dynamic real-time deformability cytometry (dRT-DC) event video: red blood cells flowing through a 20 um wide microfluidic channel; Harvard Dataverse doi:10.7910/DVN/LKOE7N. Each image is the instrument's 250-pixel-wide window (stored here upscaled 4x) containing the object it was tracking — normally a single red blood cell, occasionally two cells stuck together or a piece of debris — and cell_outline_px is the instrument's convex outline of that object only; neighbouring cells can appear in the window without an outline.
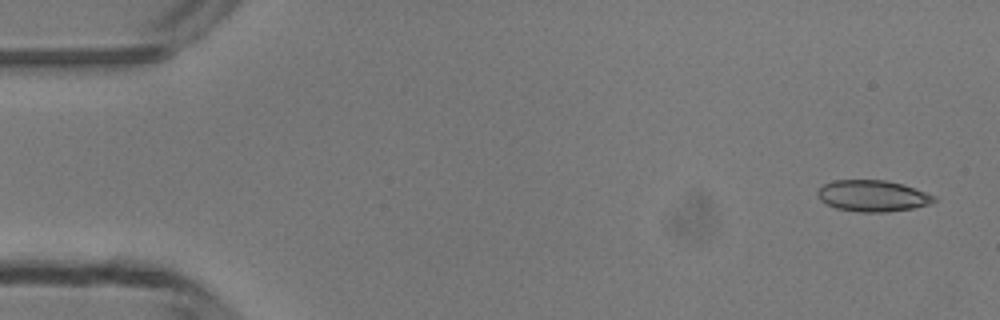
{"species": "common noctule bat (a hibernating species)", "species_latin": "Nyctalus noctula", "temperature_condition": "room temperature", "stored_images_in_passage": 5, "camera_frame_rate_fps": 3000, "um_per_image_px": 0.085, "animal": {"sex": "male", "body_mass_g": 13.3}, "frame": {"image": 1, "passage_image": 1, "time_ms": 0.0, "image_size_px": [1000, 320], "cell_outline_px": [[936, 200], [932, 204], [912, 208], [888, 212], [860, 212], [836, 208], [820, 200], [816, 192], [824, 184], [832, 180], [884, 180], [904, 184], [936, 196]], "centroid_in_image_um": [74.19, 16.65], "position_along_channel_um": 10.8, "area_um2": 21.33}}
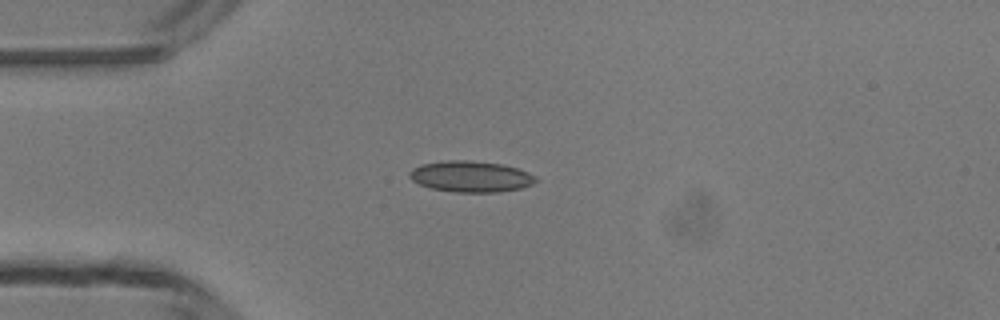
{"frame": {"image": 2, "passage_image": 4, "time_ms": 3.333, "image_size_px": [1000, 320], "cell_outline_px": [[540, 180], [532, 184], [520, 188], [496, 192], [456, 192], [432, 188], [420, 184], [412, 180], [408, 176], [408, 172], [412, 168], [420, 164], [448, 160], [468, 160], [504, 164], [528, 172], [536, 176]], "centroid_in_image_um": [40.02, 14.99], "position_along_channel_um": 45.0, "area_um2": 22.95}}